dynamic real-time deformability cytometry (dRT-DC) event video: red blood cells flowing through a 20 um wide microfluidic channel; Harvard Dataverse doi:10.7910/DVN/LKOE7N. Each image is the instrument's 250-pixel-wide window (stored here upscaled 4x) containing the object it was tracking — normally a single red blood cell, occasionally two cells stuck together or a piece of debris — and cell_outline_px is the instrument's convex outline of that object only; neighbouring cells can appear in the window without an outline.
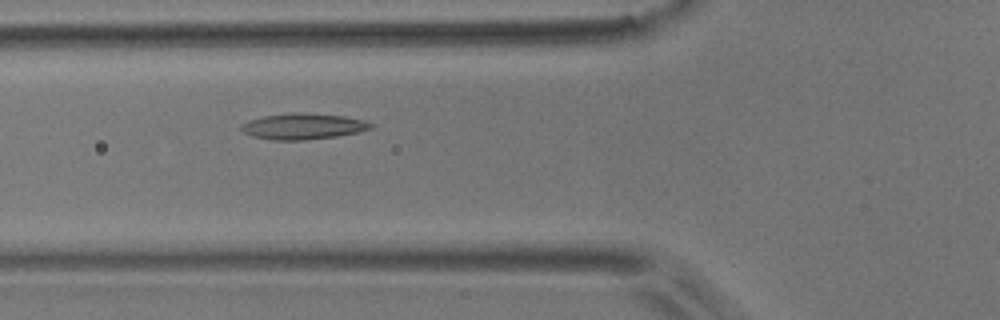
{"species": "common noctule bat (a hibernating species)", "species_latin": "Nyctalus noctula", "temperature_condition": "room temperature", "stored_images_in_passage": 6, "camera_frame_rate_fps": 3000, "um_per_image_px": 0.085, "animal": {"sex": "male", "body_mass_g": 17.9}, "frame": {"image": 1, "passage_image": 6, "time_ms": 1.667, "image_size_px": [1000, 320], "cell_outline_px": [[376, 128], [360, 132], [336, 136], [304, 140], [272, 140], [252, 136], [244, 132], [240, 128], [240, 124], [248, 120], [264, 116], [292, 112], [296, 112], [344, 116], [364, 120], [376, 124]], "centroid_in_image_um": [25.8, 10.74], "position_along_channel_um": 100.0, "area_um2": 19.83}}